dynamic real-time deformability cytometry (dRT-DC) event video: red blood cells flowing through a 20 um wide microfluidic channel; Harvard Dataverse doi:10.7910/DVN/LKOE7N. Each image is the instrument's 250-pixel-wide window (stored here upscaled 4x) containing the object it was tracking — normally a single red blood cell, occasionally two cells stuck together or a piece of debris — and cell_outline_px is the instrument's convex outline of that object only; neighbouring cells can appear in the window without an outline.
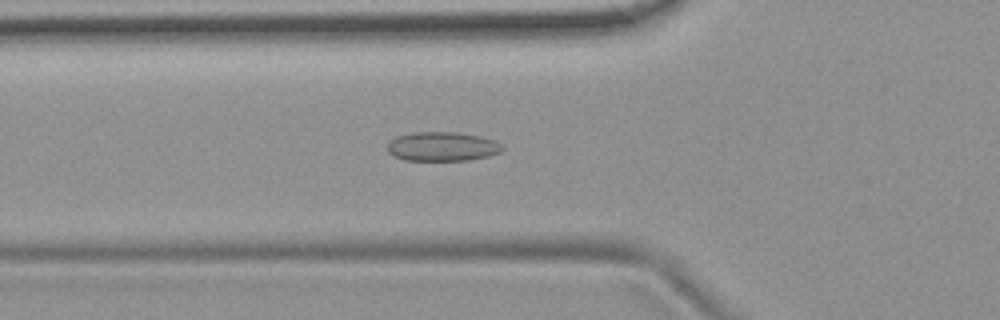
{"species": "common noctule bat (a hibernating species)", "species_latin": "Nyctalus noctula", "temperature_condition": "room temperature", "stored_images_in_passage": 50, "camera_frame_rate_fps": 3000, "um_per_image_px": 0.085, "animal": {"sex": "female", "body_mass_g": 19.9}, "frame": {"image": 1, "passage_image": 15, "time_ms": 4.667, "image_size_px": [1000, 320], "cell_outline_px": [[504, 148], [500, 152], [488, 156], [468, 160], [404, 160], [392, 156], [388, 152], [388, 144], [396, 136], [412, 132], [456, 132], [480, 136], [492, 140], [500, 144]], "centroid_in_image_um": [37.56, 12.45], "position_along_channel_um": 88.2, "area_um2": 19.48}}
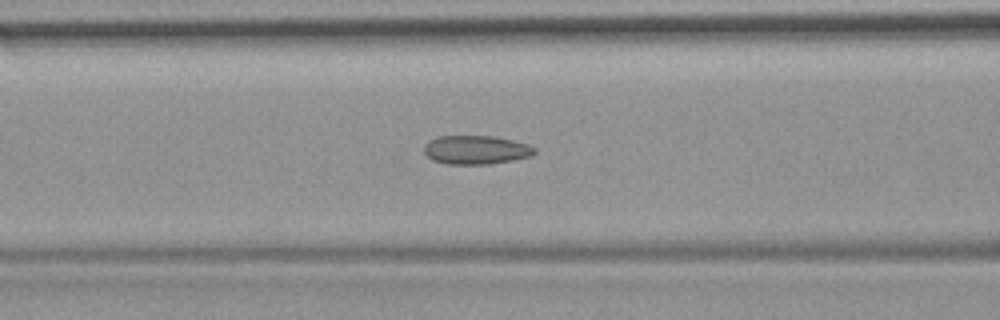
{"frame": {"image": 2, "passage_image": 18, "time_ms": 5.667, "image_size_px": [1000, 320], "cell_outline_px": [[536, 152], [532, 156], [492, 164], [448, 164], [432, 160], [424, 152], [424, 144], [428, 140], [436, 136], [492, 136], [512, 140], [528, 144], [536, 148]], "centroid_in_image_um": [40.45, 12.73], "position_along_channel_um": 126.2, "area_um2": 18.67}}
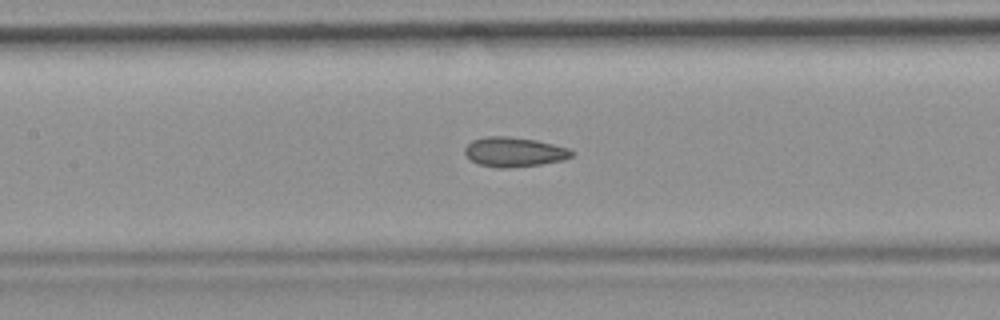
{"frame": {"image": 3, "passage_image": 21, "time_ms": 6.667, "image_size_px": [1000, 320], "cell_outline_px": [[576, 152], [572, 156], [564, 160], [540, 164], [508, 168], [496, 168], [476, 164], [464, 152], [464, 148], [472, 140], [488, 136], [504, 136], [536, 140], [568, 148]], "centroid_in_image_um": [43.7, 12.92], "position_along_channel_um": 163.7, "area_um2": 18.44}, "authors_computed_cell_mechanics": {"area_um2": 18.4382, "velocity_mm_per_s": 3.7497, "shape_relaxation_time_tau1_ms": null, "shape_relaxation_time_tau2_ms": 1.7859, "deformation_change_tau1": null, "deformation_change_tau2": 0.0868}}